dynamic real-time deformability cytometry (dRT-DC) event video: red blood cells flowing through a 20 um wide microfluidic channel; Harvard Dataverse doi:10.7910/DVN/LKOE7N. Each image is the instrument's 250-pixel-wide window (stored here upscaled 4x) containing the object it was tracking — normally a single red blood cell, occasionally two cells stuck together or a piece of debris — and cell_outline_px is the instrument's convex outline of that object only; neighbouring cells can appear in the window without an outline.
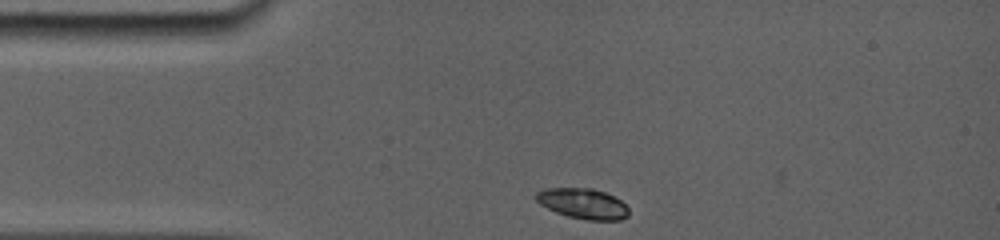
{"species": "common noctule bat (a hibernating species)", "species_latin": "Nyctalus noctula", "temperature_condition": "room temperature", "stored_images_in_passage": 2, "camera_frame_rate_fps": 5000, "um_per_image_px": 0.085, "animal": {"sex": "female", "body_mass_g": 19.0, "forearm_length_mm": 56.7}, "frame": {"image": 1, "passage_image": 1, "time_ms": 0.0, "image_size_px": [1000, 240], "cell_outline_px": [[628, 216], [620, 220], [588, 220], [568, 216], [556, 212], [540, 204], [536, 200], [536, 192], [544, 188], [592, 188], [604, 192], [620, 200], [628, 208]], "centroid_in_image_um": [49.54, 17.3], "position_along_channel_um": 35.5, "area_um2": 16.3}}